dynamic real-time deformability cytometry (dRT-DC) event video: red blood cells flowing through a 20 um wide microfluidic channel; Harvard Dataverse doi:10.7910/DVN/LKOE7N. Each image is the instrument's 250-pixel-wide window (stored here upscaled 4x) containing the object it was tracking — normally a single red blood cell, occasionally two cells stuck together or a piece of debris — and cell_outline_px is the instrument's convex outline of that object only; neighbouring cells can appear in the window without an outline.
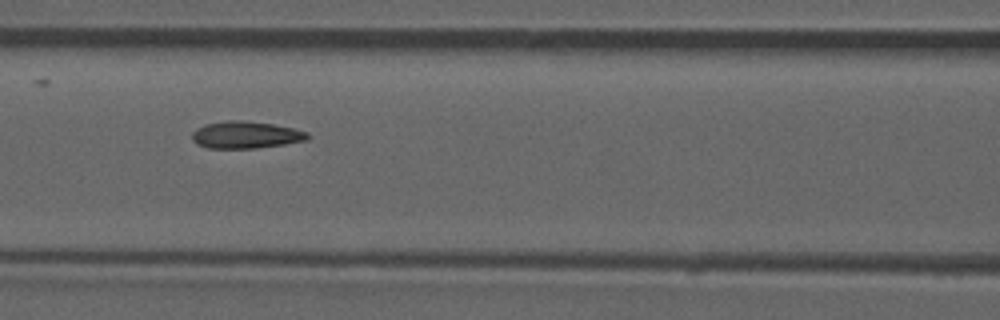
{"species": "common noctule bat (a hibernating species)", "species_latin": "Nyctalus noctula", "temperature_condition": "room temperature", "stored_images_in_passage": 53, "camera_frame_rate_fps": 3000, "um_per_image_px": 0.085, "animal": {"sex": "male", "forearm_length_mm": 52.5}, "frame": {"image": 1, "passage_image": 23, "time_ms": 7.333, "image_size_px": [1000, 320], "cell_outline_px": [[308, 140], [284, 144], [256, 148], [208, 148], [196, 144], [192, 140], [192, 132], [196, 128], [204, 124], [228, 120], [244, 120], [272, 124], [292, 128], [308, 132]], "centroid_in_image_um": [20.85, 11.46], "position_along_channel_um": 145.8, "area_um2": 18.26}, "authors_computed_cell_mechanics": {"area_um2": 17.9758, "velocity_mm_per_s": 3.887, "shape_relaxation_time_tau1_ms": 6.1497, "shape_relaxation_time_tau2_ms": 1.6712, "deformation_change_tau1": 0.1557, "deformation_change_tau2": 0.0854}}